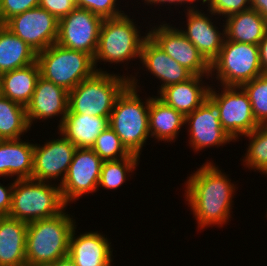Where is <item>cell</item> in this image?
<instances>
[{
	"mask_svg": "<svg viewBox=\"0 0 267 266\" xmlns=\"http://www.w3.org/2000/svg\"><path fill=\"white\" fill-rule=\"evenodd\" d=\"M200 166L186 177L183 196L196 220L197 231L202 232L216 225L222 228L232 220L238 184L231 182L230 175L213 161L207 160Z\"/></svg>",
	"mask_w": 267,
	"mask_h": 266,
	"instance_id": "cell-1",
	"label": "cell"
},
{
	"mask_svg": "<svg viewBox=\"0 0 267 266\" xmlns=\"http://www.w3.org/2000/svg\"><path fill=\"white\" fill-rule=\"evenodd\" d=\"M130 17V13L128 15L126 12L118 17L103 20L97 50L93 57L97 72H107V69L105 70L104 67L102 69L99 65L103 62L104 64L108 62L109 65L113 63L116 66L124 65V70L127 72V69H130L128 66L131 61L136 59L140 62L143 42L149 36L148 26L145 27L147 30L144 32L136 23V19Z\"/></svg>",
	"mask_w": 267,
	"mask_h": 266,
	"instance_id": "cell-2",
	"label": "cell"
},
{
	"mask_svg": "<svg viewBox=\"0 0 267 266\" xmlns=\"http://www.w3.org/2000/svg\"><path fill=\"white\" fill-rule=\"evenodd\" d=\"M141 90L129 83L118 95L108 119L109 126L118 135L127 151L139 157L147 140H151L149 132L150 96H145L143 100L140 97Z\"/></svg>",
	"mask_w": 267,
	"mask_h": 266,
	"instance_id": "cell-3",
	"label": "cell"
},
{
	"mask_svg": "<svg viewBox=\"0 0 267 266\" xmlns=\"http://www.w3.org/2000/svg\"><path fill=\"white\" fill-rule=\"evenodd\" d=\"M67 207L58 215L28 223L27 266L46 265L68 256L69 238L76 219Z\"/></svg>",
	"mask_w": 267,
	"mask_h": 266,
	"instance_id": "cell-4",
	"label": "cell"
},
{
	"mask_svg": "<svg viewBox=\"0 0 267 266\" xmlns=\"http://www.w3.org/2000/svg\"><path fill=\"white\" fill-rule=\"evenodd\" d=\"M95 72L69 91L67 114L109 117L118 95L134 75L129 72ZM125 75V76H124Z\"/></svg>",
	"mask_w": 267,
	"mask_h": 266,
	"instance_id": "cell-5",
	"label": "cell"
},
{
	"mask_svg": "<svg viewBox=\"0 0 267 266\" xmlns=\"http://www.w3.org/2000/svg\"><path fill=\"white\" fill-rule=\"evenodd\" d=\"M66 207L59 185L34 179H14L9 217L28 224L54 217Z\"/></svg>",
	"mask_w": 267,
	"mask_h": 266,
	"instance_id": "cell-6",
	"label": "cell"
},
{
	"mask_svg": "<svg viewBox=\"0 0 267 266\" xmlns=\"http://www.w3.org/2000/svg\"><path fill=\"white\" fill-rule=\"evenodd\" d=\"M262 74L258 45L225 38L218 57L210 64L212 82L209 83L217 81L220 86L241 87Z\"/></svg>",
	"mask_w": 267,
	"mask_h": 266,
	"instance_id": "cell-7",
	"label": "cell"
},
{
	"mask_svg": "<svg viewBox=\"0 0 267 266\" xmlns=\"http://www.w3.org/2000/svg\"><path fill=\"white\" fill-rule=\"evenodd\" d=\"M40 76L68 92L95 72L93 57L80 50L64 48L57 43L37 53Z\"/></svg>",
	"mask_w": 267,
	"mask_h": 266,
	"instance_id": "cell-8",
	"label": "cell"
},
{
	"mask_svg": "<svg viewBox=\"0 0 267 266\" xmlns=\"http://www.w3.org/2000/svg\"><path fill=\"white\" fill-rule=\"evenodd\" d=\"M214 85L210 86L208 99L217 109L222 128L238 142V139L241 140V137L259 126L253 116L248 95L241 87Z\"/></svg>",
	"mask_w": 267,
	"mask_h": 266,
	"instance_id": "cell-9",
	"label": "cell"
},
{
	"mask_svg": "<svg viewBox=\"0 0 267 266\" xmlns=\"http://www.w3.org/2000/svg\"><path fill=\"white\" fill-rule=\"evenodd\" d=\"M160 23V24H159ZM149 23V37L177 63L193 75L210 76V64L176 25L165 20ZM156 24V25H155ZM171 24V25H170ZM152 26V27H151Z\"/></svg>",
	"mask_w": 267,
	"mask_h": 266,
	"instance_id": "cell-10",
	"label": "cell"
},
{
	"mask_svg": "<svg viewBox=\"0 0 267 266\" xmlns=\"http://www.w3.org/2000/svg\"><path fill=\"white\" fill-rule=\"evenodd\" d=\"M102 164L103 160L91 148H76L66 177L59 185L67 206L98 192Z\"/></svg>",
	"mask_w": 267,
	"mask_h": 266,
	"instance_id": "cell-11",
	"label": "cell"
},
{
	"mask_svg": "<svg viewBox=\"0 0 267 266\" xmlns=\"http://www.w3.org/2000/svg\"><path fill=\"white\" fill-rule=\"evenodd\" d=\"M205 11L201 9L184 11L186 21H183V23L180 22V27L178 28H180L179 30L184 36L198 49L205 60L211 64L218 57L226 38L225 23H218L222 19H219V17L208 9H205ZM214 16L216 17L214 18ZM181 23L184 25H181ZM217 25L221 27L218 28Z\"/></svg>",
	"mask_w": 267,
	"mask_h": 266,
	"instance_id": "cell-12",
	"label": "cell"
},
{
	"mask_svg": "<svg viewBox=\"0 0 267 266\" xmlns=\"http://www.w3.org/2000/svg\"><path fill=\"white\" fill-rule=\"evenodd\" d=\"M55 139L34 145L32 179L61 185L72 162L76 146L61 132ZM53 181V182H52ZM60 181V182H58Z\"/></svg>",
	"mask_w": 267,
	"mask_h": 266,
	"instance_id": "cell-13",
	"label": "cell"
},
{
	"mask_svg": "<svg viewBox=\"0 0 267 266\" xmlns=\"http://www.w3.org/2000/svg\"><path fill=\"white\" fill-rule=\"evenodd\" d=\"M103 18L93 12L75 8L59 19L56 43L64 48L80 50L95 56Z\"/></svg>",
	"mask_w": 267,
	"mask_h": 266,
	"instance_id": "cell-14",
	"label": "cell"
},
{
	"mask_svg": "<svg viewBox=\"0 0 267 266\" xmlns=\"http://www.w3.org/2000/svg\"><path fill=\"white\" fill-rule=\"evenodd\" d=\"M4 25L36 53L57 41L59 20L39 6L13 16Z\"/></svg>",
	"mask_w": 267,
	"mask_h": 266,
	"instance_id": "cell-15",
	"label": "cell"
},
{
	"mask_svg": "<svg viewBox=\"0 0 267 266\" xmlns=\"http://www.w3.org/2000/svg\"><path fill=\"white\" fill-rule=\"evenodd\" d=\"M187 125V126H186ZM188 143L193 152L219 148L235 142L222 128L215 105L207 98L195 111L185 116Z\"/></svg>",
	"mask_w": 267,
	"mask_h": 266,
	"instance_id": "cell-16",
	"label": "cell"
},
{
	"mask_svg": "<svg viewBox=\"0 0 267 266\" xmlns=\"http://www.w3.org/2000/svg\"><path fill=\"white\" fill-rule=\"evenodd\" d=\"M139 70L137 67V72H134L130 78V84L140 89V69L149 72L152 78L155 77L160 80L156 87L157 95L167 86L185 82L190 79L193 74L187 70L185 67L177 63L173 58L167 55L149 36L144 40L141 48ZM142 66L140 67V65ZM139 74V76H138ZM139 78V79H138Z\"/></svg>",
	"mask_w": 267,
	"mask_h": 266,
	"instance_id": "cell-17",
	"label": "cell"
},
{
	"mask_svg": "<svg viewBox=\"0 0 267 266\" xmlns=\"http://www.w3.org/2000/svg\"><path fill=\"white\" fill-rule=\"evenodd\" d=\"M69 106V92L53 82L39 77L35 91L26 106L27 120L30 128L34 123L47 122L59 117L57 129L62 125ZM55 117V118H54ZM36 121V122H35Z\"/></svg>",
	"mask_w": 267,
	"mask_h": 266,
	"instance_id": "cell-18",
	"label": "cell"
},
{
	"mask_svg": "<svg viewBox=\"0 0 267 266\" xmlns=\"http://www.w3.org/2000/svg\"><path fill=\"white\" fill-rule=\"evenodd\" d=\"M77 226L70 234L68 247V256L75 264L77 266H114V249L107 235L103 231L94 230L79 233L78 230L76 231Z\"/></svg>",
	"mask_w": 267,
	"mask_h": 266,
	"instance_id": "cell-19",
	"label": "cell"
},
{
	"mask_svg": "<svg viewBox=\"0 0 267 266\" xmlns=\"http://www.w3.org/2000/svg\"><path fill=\"white\" fill-rule=\"evenodd\" d=\"M206 79L211 80L210 76L193 75L185 82L165 87L158 97L186 116L195 111L208 98L211 84H208Z\"/></svg>",
	"mask_w": 267,
	"mask_h": 266,
	"instance_id": "cell-20",
	"label": "cell"
},
{
	"mask_svg": "<svg viewBox=\"0 0 267 266\" xmlns=\"http://www.w3.org/2000/svg\"><path fill=\"white\" fill-rule=\"evenodd\" d=\"M22 139L0 140V180L32 179L35 142Z\"/></svg>",
	"mask_w": 267,
	"mask_h": 266,
	"instance_id": "cell-21",
	"label": "cell"
},
{
	"mask_svg": "<svg viewBox=\"0 0 267 266\" xmlns=\"http://www.w3.org/2000/svg\"><path fill=\"white\" fill-rule=\"evenodd\" d=\"M26 222L0 216V266H27Z\"/></svg>",
	"mask_w": 267,
	"mask_h": 266,
	"instance_id": "cell-22",
	"label": "cell"
},
{
	"mask_svg": "<svg viewBox=\"0 0 267 266\" xmlns=\"http://www.w3.org/2000/svg\"><path fill=\"white\" fill-rule=\"evenodd\" d=\"M151 96L149 103L150 137L157 142L175 143L181 128H184L185 116L167 105L157 95Z\"/></svg>",
	"mask_w": 267,
	"mask_h": 266,
	"instance_id": "cell-23",
	"label": "cell"
},
{
	"mask_svg": "<svg viewBox=\"0 0 267 266\" xmlns=\"http://www.w3.org/2000/svg\"><path fill=\"white\" fill-rule=\"evenodd\" d=\"M108 119L109 117L67 114L57 130L76 148H91L96 138L109 126Z\"/></svg>",
	"mask_w": 267,
	"mask_h": 266,
	"instance_id": "cell-24",
	"label": "cell"
},
{
	"mask_svg": "<svg viewBox=\"0 0 267 266\" xmlns=\"http://www.w3.org/2000/svg\"><path fill=\"white\" fill-rule=\"evenodd\" d=\"M226 39L258 45L267 31V19L254 9L232 14L225 19Z\"/></svg>",
	"mask_w": 267,
	"mask_h": 266,
	"instance_id": "cell-25",
	"label": "cell"
},
{
	"mask_svg": "<svg viewBox=\"0 0 267 266\" xmlns=\"http://www.w3.org/2000/svg\"><path fill=\"white\" fill-rule=\"evenodd\" d=\"M40 77L37 61L0 75V94L24 107L30 102Z\"/></svg>",
	"mask_w": 267,
	"mask_h": 266,
	"instance_id": "cell-26",
	"label": "cell"
},
{
	"mask_svg": "<svg viewBox=\"0 0 267 266\" xmlns=\"http://www.w3.org/2000/svg\"><path fill=\"white\" fill-rule=\"evenodd\" d=\"M36 60L37 53L4 24H0V75L28 66Z\"/></svg>",
	"mask_w": 267,
	"mask_h": 266,
	"instance_id": "cell-27",
	"label": "cell"
},
{
	"mask_svg": "<svg viewBox=\"0 0 267 266\" xmlns=\"http://www.w3.org/2000/svg\"><path fill=\"white\" fill-rule=\"evenodd\" d=\"M31 130L26 107L0 94V140H17Z\"/></svg>",
	"mask_w": 267,
	"mask_h": 266,
	"instance_id": "cell-28",
	"label": "cell"
},
{
	"mask_svg": "<svg viewBox=\"0 0 267 266\" xmlns=\"http://www.w3.org/2000/svg\"><path fill=\"white\" fill-rule=\"evenodd\" d=\"M140 158L137 155L130 154L128 157L120 160L103 161L101 167L100 178L98 182V190H117L122 187L124 183L132 178L136 167L139 166Z\"/></svg>",
	"mask_w": 267,
	"mask_h": 266,
	"instance_id": "cell-29",
	"label": "cell"
},
{
	"mask_svg": "<svg viewBox=\"0 0 267 266\" xmlns=\"http://www.w3.org/2000/svg\"><path fill=\"white\" fill-rule=\"evenodd\" d=\"M248 138L246 143V152L240 161L244 168L260 172L263 174L267 171V124L259 125L251 133L245 134L243 138Z\"/></svg>",
	"mask_w": 267,
	"mask_h": 266,
	"instance_id": "cell-30",
	"label": "cell"
},
{
	"mask_svg": "<svg viewBox=\"0 0 267 266\" xmlns=\"http://www.w3.org/2000/svg\"><path fill=\"white\" fill-rule=\"evenodd\" d=\"M241 88L248 95L256 122L259 125L267 124V73L243 84Z\"/></svg>",
	"mask_w": 267,
	"mask_h": 266,
	"instance_id": "cell-31",
	"label": "cell"
},
{
	"mask_svg": "<svg viewBox=\"0 0 267 266\" xmlns=\"http://www.w3.org/2000/svg\"><path fill=\"white\" fill-rule=\"evenodd\" d=\"M91 149L103 160H120L130 155L115 131L108 126L96 138Z\"/></svg>",
	"mask_w": 267,
	"mask_h": 266,
	"instance_id": "cell-32",
	"label": "cell"
},
{
	"mask_svg": "<svg viewBox=\"0 0 267 266\" xmlns=\"http://www.w3.org/2000/svg\"><path fill=\"white\" fill-rule=\"evenodd\" d=\"M119 0H77V8L86 9L103 19L114 18L124 14ZM121 6V7H119Z\"/></svg>",
	"mask_w": 267,
	"mask_h": 266,
	"instance_id": "cell-33",
	"label": "cell"
},
{
	"mask_svg": "<svg viewBox=\"0 0 267 266\" xmlns=\"http://www.w3.org/2000/svg\"><path fill=\"white\" fill-rule=\"evenodd\" d=\"M206 9L220 19L251 8L250 0H206Z\"/></svg>",
	"mask_w": 267,
	"mask_h": 266,
	"instance_id": "cell-34",
	"label": "cell"
},
{
	"mask_svg": "<svg viewBox=\"0 0 267 266\" xmlns=\"http://www.w3.org/2000/svg\"><path fill=\"white\" fill-rule=\"evenodd\" d=\"M40 0H0V24L13 16L39 6Z\"/></svg>",
	"mask_w": 267,
	"mask_h": 266,
	"instance_id": "cell-35",
	"label": "cell"
},
{
	"mask_svg": "<svg viewBox=\"0 0 267 266\" xmlns=\"http://www.w3.org/2000/svg\"><path fill=\"white\" fill-rule=\"evenodd\" d=\"M39 7L51 13L58 20L76 8L71 0H40Z\"/></svg>",
	"mask_w": 267,
	"mask_h": 266,
	"instance_id": "cell-36",
	"label": "cell"
},
{
	"mask_svg": "<svg viewBox=\"0 0 267 266\" xmlns=\"http://www.w3.org/2000/svg\"><path fill=\"white\" fill-rule=\"evenodd\" d=\"M142 2L144 1V3L142 4H145L146 5H150V7L152 8L153 6L155 7H163L164 5L166 6L167 8V5H168V10L171 11V8L170 6H174L175 7V10L177 9L176 7L180 5V7L182 6L184 9H182L183 11H186V10H193V9H199L201 8V5H205L206 4V0H141ZM198 2L200 3V7ZM202 2V3H201ZM198 5H196V4ZM177 5V6H176ZM185 5V7H184ZM170 7V8H169ZM186 8V9H185Z\"/></svg>",
	"mask_w": 267,
	"mask_h": 266,
	"instance_id": "cell-37",
	"label": "cell"
},
{
	"mask_svg": "<svg viewBox=\"0 0 267 266\" xmlns=\"http://www.w3.org/2000/svg\"><path fill=\"white\" fill-rule=\"evenodd\" d=\"M14 180L6 186L0 182V216H8L12 207Z\"/></svg>",
	"mask_w": 267,
	"mask_h": 266,
	"instance_id": "cell-38",
	"label": "cell"
},
{
	"mask_svg": "<svg viewBox=\"0 0 267 266\" xmlns=\"http://www.w3.org/2000/svg\"><path fill=\"white\" fill-rule=\"evenodd\" d=\"M258 46L261 70L263 73H267V31L265 32L264 37L259 42Z\"/></svg>",
	"mask_w": 267,
	"mask_h": 266,
	"instance_id": "cell-39",
	"label": "cell"
},
{
	"mask_svg": "<svg viewBox=\"0 0 267 266\" xmlns=\"http://www.w3.org/2000/svg\"><path fill=\"white\" fill-rule=\"evenodd\" d=\"M250 2L251 9L256 10L267 19V0H250Z\"/></svg>",
	"mask_w": 267,
	"mask_h": 266,
	"instance_id": "cell-40",
	"label": "cell"
},
{
	"mask_svg": "<svg viewBox=\"0 0 267 266\" xmlns=\"http://www.w3.org/2000/svg\"><path fill=\"white\" fill-rule=\"evenodd\" d=\"M37 266H77V265L69 256H66L64 258L58 259L53 263H49L46 265H37Z\"/></svg>",
	"mask_w": 267,
	"mask_h": 266,
	"instance_id": "cell-41",
	"label": "cell"
},
{
	"mask_svg": "<svg viewBox=\"0 0 267 266\" xmlns=\"http://www.w3.org/2000/svg\"><path fill=\"white\" fill-rule=\"evenodd\" d=\"M71 2L77 7V0H71Z\"/></svg>",
	"mask_w": 267,
	"mask_h": 266,
	"instance_id": "cell-42",
	"label": "cell"
}]
</instances>
